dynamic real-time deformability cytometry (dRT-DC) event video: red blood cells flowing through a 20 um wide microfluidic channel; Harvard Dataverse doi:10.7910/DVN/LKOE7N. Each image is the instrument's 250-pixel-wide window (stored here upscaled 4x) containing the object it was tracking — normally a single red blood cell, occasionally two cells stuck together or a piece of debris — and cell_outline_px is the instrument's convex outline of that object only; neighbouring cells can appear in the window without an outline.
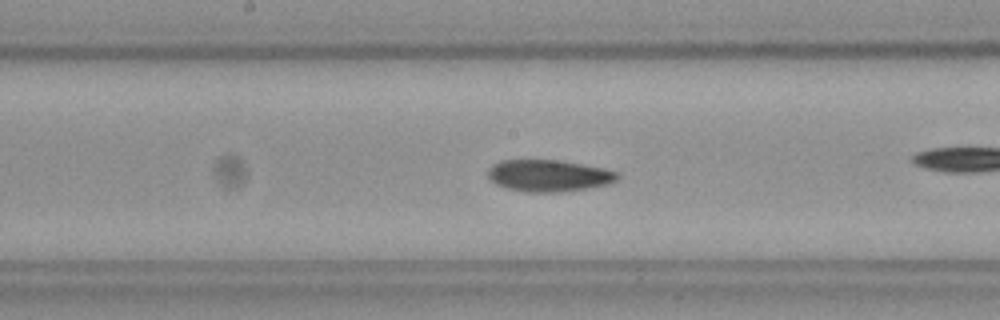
{"species": "Egyptian fruit bat (a non-hibernating species)", "species_latin": "Rousettus aegyptiacus", "temperature_condition": "cold", "stored_images_in_passage": 40, "camera_frame_rate_fps": 3000, "um_per_image_px": 0.085, "frame": {"image": 1, "passage_image": 12, "time_ms": 3.667, "image_size_px": [1000, 320], "cell_outline_px": [[620, 176], [616, 180], [608, 184], [560, 192], [524, 192], [504, 188], [496, 184], [488, 176], [488, 168], [492, 164], [500, 160], [560, 160], [604, 168], [616, 172]], "centroid_in_image_um": [46.6, 14.92], "position_along_channel_um": 201.6, "area_um2": 23.99}, "authors_computed_cell_mechanics": {"area_um2": 23.4957, "velocity_mm_per_s": 3.5653, "shape_relaxation_time_tau1_ms": null, "shape_relaxation_time_tau2_ms": 3.2159, "deformation_change_tau1": null, "deformation_change_tau2": 0.0783}}